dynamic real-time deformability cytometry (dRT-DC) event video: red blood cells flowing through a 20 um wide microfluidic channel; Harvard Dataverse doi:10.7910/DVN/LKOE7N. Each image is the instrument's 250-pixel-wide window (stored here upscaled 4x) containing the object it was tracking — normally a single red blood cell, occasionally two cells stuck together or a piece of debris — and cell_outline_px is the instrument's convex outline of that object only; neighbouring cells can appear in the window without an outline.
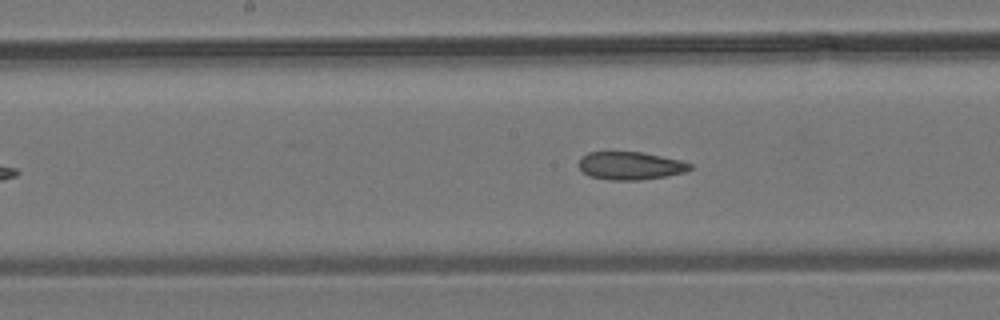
{"species": "common noctule bat (a hibernating species)", "species_latin": "Nyctalus noctula", "temperature_condition": "room temperature", "stored_images_in_passage": 8, "camera_frame_rate_fps": 3000, "um_per_image_px": 0.085, "animal": {"sex": "male", "body_mass_g": 19.2, "forearm_length_mm": 51.8}, "frame": {"image": 1, "passage_image": 7, "time_ms": 7.0, "image_size_px": [1000, 320], "cell_outline_px": [[692, 168], [684, 172], [664, 176], [640, 180], [612, 180], [592, 176], [584, 172], [580, 168], [580, 156], [588, 152], [640, 152], [680, 160], [692, 164]], "centroid_in_image_um": [53.58, 14.08], "position_along_channel_um": 194.6, "area_um2": 17.8}}